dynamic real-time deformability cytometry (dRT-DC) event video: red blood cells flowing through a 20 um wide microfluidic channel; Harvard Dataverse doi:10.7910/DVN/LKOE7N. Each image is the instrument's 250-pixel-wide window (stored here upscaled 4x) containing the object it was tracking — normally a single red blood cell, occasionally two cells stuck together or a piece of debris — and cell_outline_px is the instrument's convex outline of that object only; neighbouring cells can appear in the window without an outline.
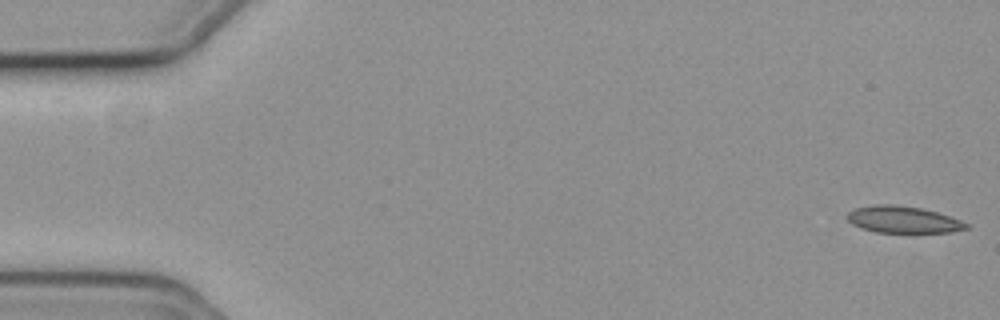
{"species": "common noctule bat (a hibernating species)", "species_latin": "Nyctalus noctula", "temperature_condition": "cold", "stored_images_in_passage": 56, "camera_frame_rate_fps": 3000, "um_per_image_px": 0.085, "animal": {"sex": "female", "body_mass_g": 19.3, "forearm_length_mm": 54.1}, "frame": {"image": 1, "passage_image": 1, "time_ms": 0.0, "image_size_px": [1000, 320], "cell_outline_px": [[968, 228], [952, 232], [876, 232], [860, 228], [852, 224], [844, 216], [848, 212], [856, 208], [876, 204], [892, 204], [920, 208], [936, 212], [960, 220], [968, 224]], "centroid_in_image_um": [76.71, 18.66], "position_along_channel_um": 8.3, "area_um2": 18.44}}
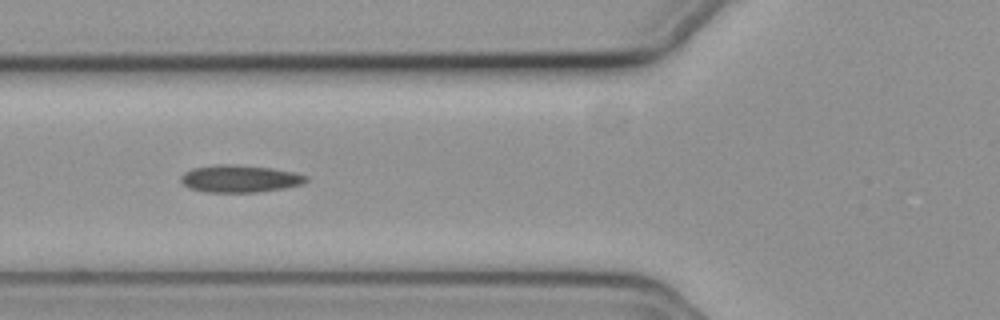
{"frame": {"image": 2, "passage_image": 21, "time_ms": 6.667, "image_size_px": [1000, 320], "cell_outline_px": [[308, 180], [304, 184], [284, 188], [260, 192], [204, 192], [188, 188], [180, 180], [180, 176], [184, 172], [192, 168], [216, 164], [232, 164], [272, 168], [296, 172], [308, 176]], "centroid_in_image_um": [20.39, 15.19], "position_along_channel_um": 105.4, "area_um2": 20.23}}
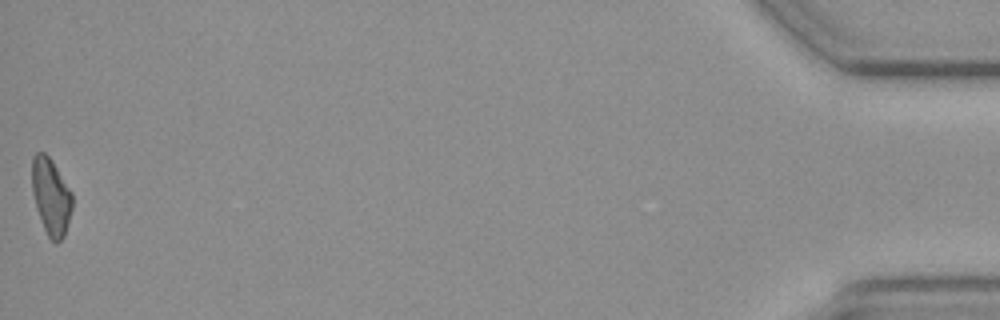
{"frame": {"image": 3, "passage_image": 56, "time_ms": 18.333, "image_size_px": [1000, 320], "cell_outline_px": [[72, 208], [64, 236], [56, 244], [48, 236], [44, 228], [36, 208], [32, 192], [32, 156], [36, 152], [44, 152], [52, 160], [72, 192]], "centroid_in_image_um": [4.33, 16.68], "position_along_channel_um": 430.9, "area_um2": 17.98}, "authors_computed_cell_mechanics": {"area_um2": 19.1029, "velocity_mm_per_s": 3.703, "shape_relaxation_time_tau1_ms": null, "shape_relaxation_time_tau2_ms": 9.1925, "deformation_change_tau1": null, "deformation_change_tau2": 0.1596}}